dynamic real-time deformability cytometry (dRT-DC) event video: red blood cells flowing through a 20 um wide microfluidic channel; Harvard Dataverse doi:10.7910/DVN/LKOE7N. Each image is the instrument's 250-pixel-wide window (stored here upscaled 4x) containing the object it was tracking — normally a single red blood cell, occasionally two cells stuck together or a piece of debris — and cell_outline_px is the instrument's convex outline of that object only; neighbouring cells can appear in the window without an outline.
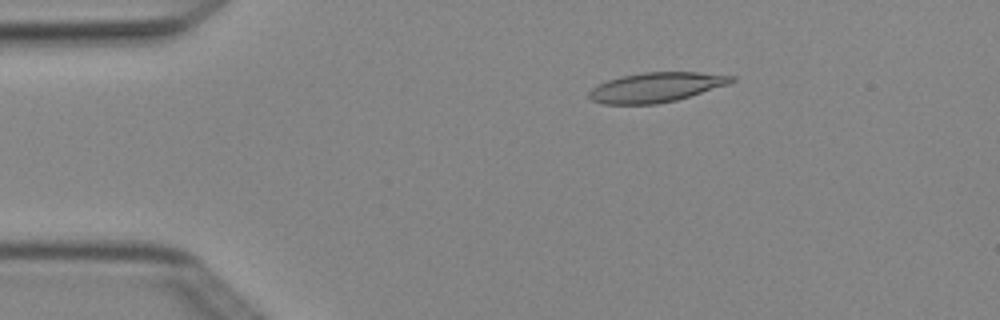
{"species": "Egyptian fruit bat (a non-hibernating species)", "species_latin": "Rousettus aegyptiacus", "temperature_condition": "cold", "stored_images_in_passage": 5, "camera_frame_rate_fps": 3000, "um_per_image_px": 0.085, "animal": {"sex": "female"}, "frame": {"image": 1, "passage_image": 3, "time_ms": 0.667, "image_size_px": [1000, 320], "cell_outline_px": [[736, 80], [728, 84], [676, 100], [656, 104], [604, 104], [592, 100], [588, 96], [588, 92], [592, 88], [608, 80], [620, 76], [644, 72], [700, 72], [736, 76]], "centroid_in_image_um": [55.77, 7.41], "position_along_channel_um": 29.2, "area_um2": 24.51}}
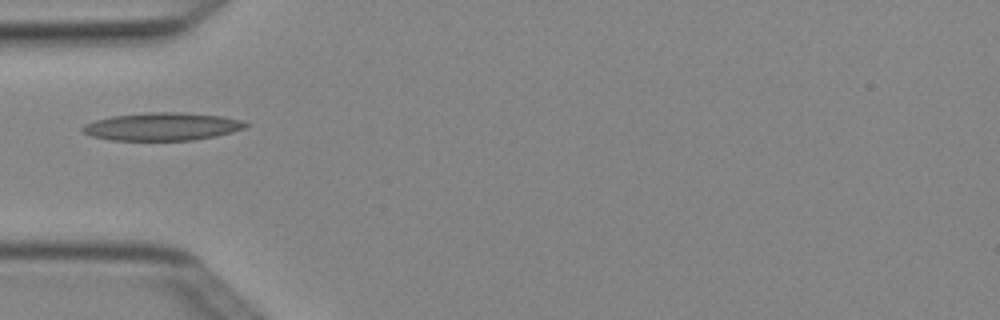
{"frame": {"image": 2, "passage_image": 5, "time_ms": 1.333, "image_size_px": [1000, 320], "cell_outline_px": [[248, 124], [244, 128], [232, 132], [216, 136], [192, 140], [112, 140], [92, 136], [80, 132], [80, 128], [84, 124], [96, 120], [112, 116], [144, 112], [180, 112], [224, 116], [240, 120]], "centroid_in_image_um": [13.75, 10.75], "position_along_channel_um": 71.3, "area_um2": 26.53}}